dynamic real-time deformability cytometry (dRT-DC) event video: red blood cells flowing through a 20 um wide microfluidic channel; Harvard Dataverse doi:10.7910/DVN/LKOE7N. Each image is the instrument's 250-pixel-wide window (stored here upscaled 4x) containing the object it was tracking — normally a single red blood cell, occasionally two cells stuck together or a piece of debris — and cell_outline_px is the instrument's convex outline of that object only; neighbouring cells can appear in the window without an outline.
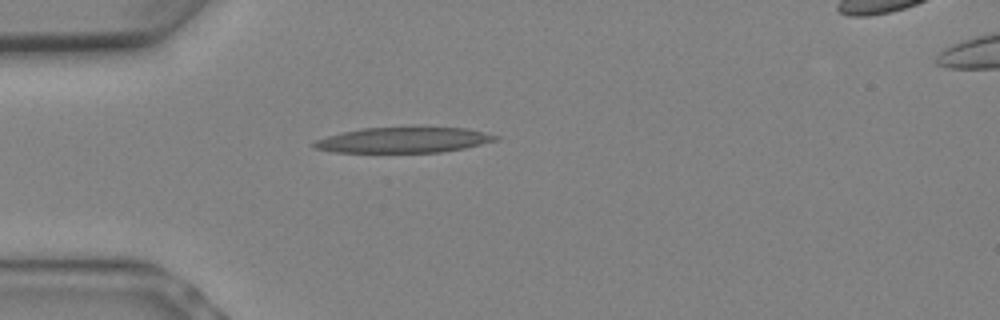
{"species": "Egyptian fruit bat (a non-hibernating species)", "species_latin": "Rousettus aegyptiacus", "temperature_condition": "warm", "stored_images_in_passage": 9, "camera_frame_rate_fps": 3000, "um_per_image_px": 0.085, "animal": {"sex": "female"}, "frame": {"image": 1, "passage_image": 6, "time_ms": 1.667, "image_size_px": [1000, 320], "cell_outline_px": [[500, 140], [464, 148], [440, 152], [336, 152], [312, 148], [312, 144], [316, 140], [328, 136], [344, 132], [364, 128], [468, 128], [500, 136]], "centroid_in_image_um": [34.34, 11.91], "position_along_channel_um": 50.7, "area_um2": 26.65}}